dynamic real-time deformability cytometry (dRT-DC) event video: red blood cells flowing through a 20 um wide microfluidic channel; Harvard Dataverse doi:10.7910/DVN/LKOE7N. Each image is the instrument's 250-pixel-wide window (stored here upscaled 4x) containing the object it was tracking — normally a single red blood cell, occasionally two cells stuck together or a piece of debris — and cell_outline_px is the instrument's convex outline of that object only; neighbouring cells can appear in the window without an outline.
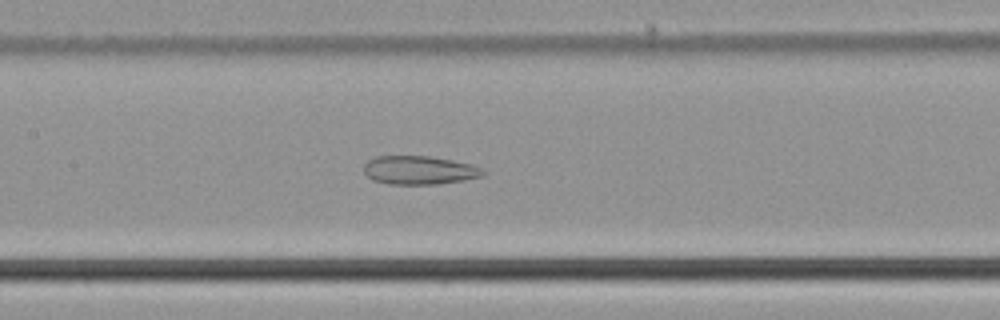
{"species": "common noctule bat (a hibernating species)", "species_latin": "Nyctalus noctula", "temperature_condition": "cold", "stored_images_in_passage": 55, "camera_frame_rate_fps": 3000, "um_per_image_px": 0.085, "animal": {"sex": "male", "body_mass_g": 21.5, "forearm_length_mm": 52.0}, "frame": {"image": 1, "passage_image": 26, "time_ms": 8.333, "image_size_px": [1000, 320], "cell_outline_px": [[484, 176], [464, 180], [436, 184], [388, 184], [372, 180], [364, 172], [364, 164], [368, 160], [376, 156], [428, 156], [452, 160], [472, 164], [480, 168], [484, 172]], "centroid_in_image_um": [35.62, 14.46], "position_along_channel_um": 171.8, "area_um2": 19.83}}
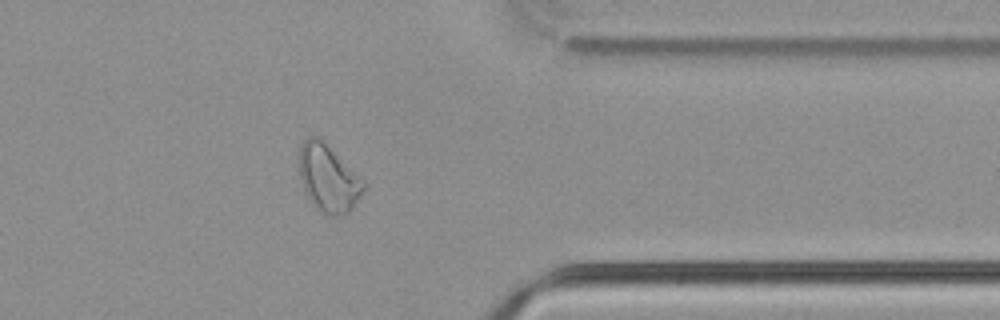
{"frame": {"image": 2, "passage_image": 44, "time_ms": 14.333, "image_size_px": [1000, 320], "cell_outline_px": [[368, 184], [364, 192], [352, 208], [344, 216], [328, 216], [320, 212], [312, 204], [304, 192], [300, 176], [300, 144], [304, 140], [312, 136], [320, 136]], "centroid_in_image_um": [27.93, 15.17], "position_along_channel_um": 383.5, "area_um2": 25.72}}
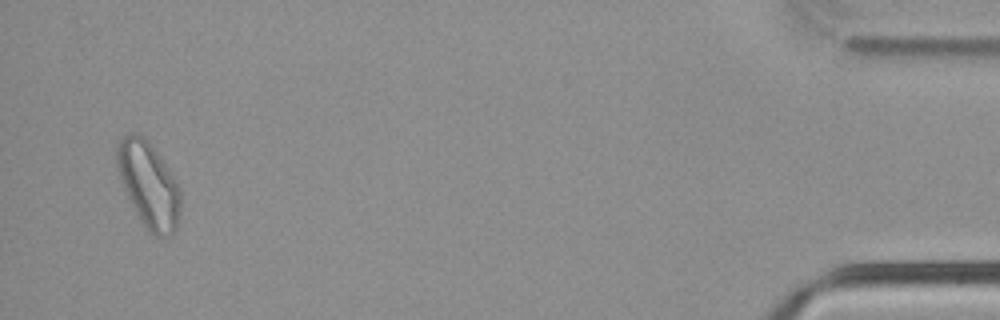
{"frame": {"image": 3, "passage_image": 53, "time_ms": 17.333, "image_size_px": [1000, 320], "cell_outline_px": [[180, 212], [176, 228], [172, 236], [156, 236], [148, 232], [140, 220], [124, 188], [120, 176], [116, 160], [116, 148], [120, 140], [128, 132], [136, 132], [144, 136], [148, 140], [160, 156], [176, 180], [180, 188]], "centroid_in_image_um": [12.65, 15.69], "position_along_channel_um": 422.6, "area_um2": 31.67}, "authors_computed_cell_mechanics": {"area_um2": 26.8192, "velocity_mm_per_s": 3.718, "shape_relaxation_time_tau1_ms": null, "shape_relaxation_time_tau2_ms": 4.1575, "deformation_change_tau1": null, "deformation_change_tau2": 0.1276}}